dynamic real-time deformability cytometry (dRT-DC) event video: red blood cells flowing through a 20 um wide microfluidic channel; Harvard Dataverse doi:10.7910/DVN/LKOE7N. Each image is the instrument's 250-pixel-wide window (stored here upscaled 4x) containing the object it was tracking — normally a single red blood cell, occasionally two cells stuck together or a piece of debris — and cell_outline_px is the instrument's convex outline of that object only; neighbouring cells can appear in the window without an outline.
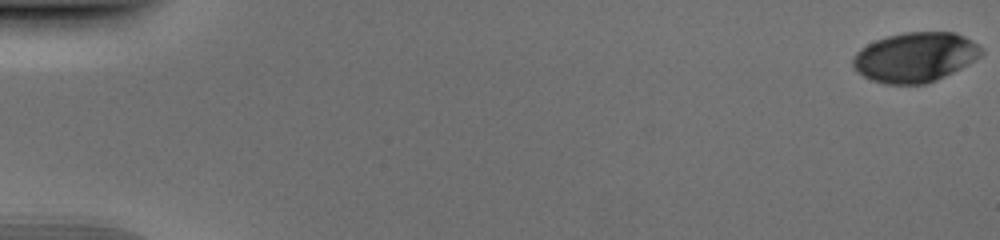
{"species": "human", "species_latin": "Homo sapiens", "temperature_condition": "cold", "stored_images_in_passage": 53, "camera_frame_rate_fps": 3000, "um_per_image_px": 0.085, "donor": {"sex": "male"}, "frame": {"image": 1, "passage_image": 1, "time_ms": 0.0, "image_size_px": [1000, 240], "cell_outline_px": [[984, 52], [980, 56], [968, 64], [936, 80], [924, 84], [884, 84], [872, 80], [856, 72], [852, 68], [852, 56], [860, 48], [876, 40], [888, 36], [904, 32], [956, 32], [972, 40], [984, 48]], "centroid_in_image_um": [77.77, 4.86], "position_along_channel_um": 7.2, "area_um2": 37.4}}
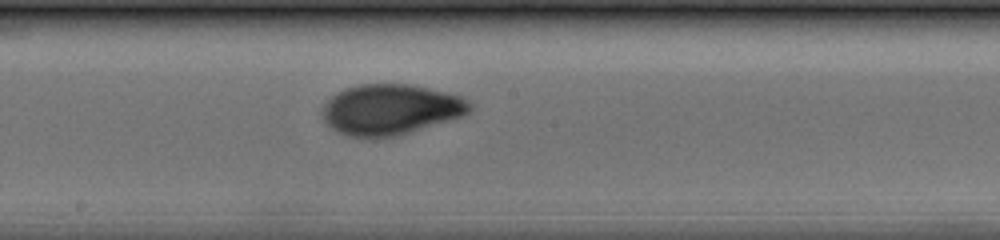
{"frame": {"image": 2, "passage_image": 30, "time_ms": 9.667, "image_size_px": [1000, 240], "cell_outline_px": [[472, 108], [464, 116], [396, 136], [348, 136], [336, 132], [320, 116], [320, 108], [336, 92], [344, 88], [360, 84], [408, 84], [428, 88], [460, 96], [468, 100], [472, 104]], "centroid_in_image_um": [33.16, 9.3], "position_along_channel_um": 215.0, "area_um2": 43.35}}
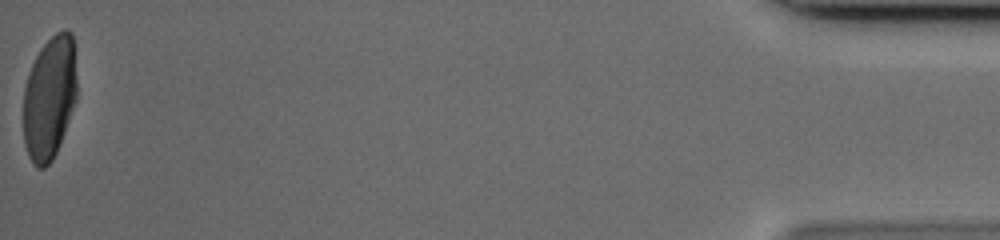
{"frame": {"image": 3, "passage_image": 53, "time_ms": 17.333, "image_size_px": [1000, 240], "cell_outline_px": [[76, 100], [64, 132], [56, 152], [52, 160], [44, 168], [36, 168], [32, 164], [28, 156], [24, 144], [24, 88], [32, 64], [40, 48], [56, 32], [64, 28], [72, 32], [76, 76]], "centroid_in_image_um": [4.2, 8.31], "position_along_channel_um": 431.0, "area_um2": 38.44}}